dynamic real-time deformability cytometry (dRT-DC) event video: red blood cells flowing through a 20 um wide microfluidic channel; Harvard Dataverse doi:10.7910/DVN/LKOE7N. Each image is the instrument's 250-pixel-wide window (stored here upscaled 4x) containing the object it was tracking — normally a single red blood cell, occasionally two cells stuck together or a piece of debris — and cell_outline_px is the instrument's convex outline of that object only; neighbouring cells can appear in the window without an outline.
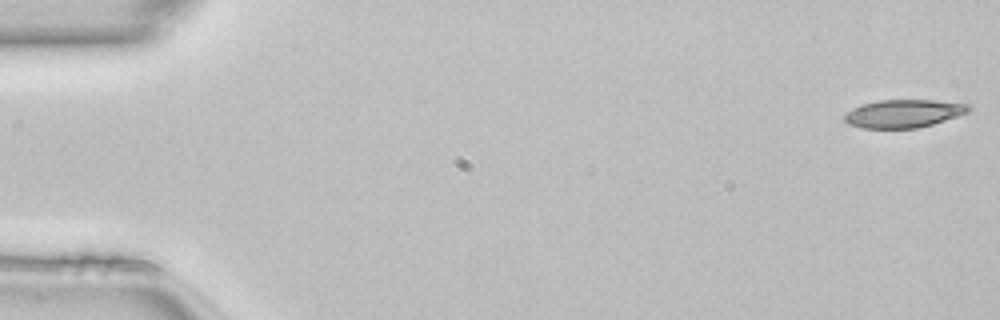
{"species": "common noctule bat (a hibernating species)", "species_latin": "Nyctalus noctula", "temperature_condition": "room temperature", "stored_images_in_passage": 49, "camera_frame_rate_fps": 3000, "um_per_image_px": 0.085, "animal": {"sex": "female", "body_mass_g": 22.7, "forearm_length_mm": 54.2}, "frame": {"image": 1, "passage_image": 1, "time_ms": 0.0, "image_size_px": [1000, 320], "cell_outline_px": [[972, 108], [968, 112], [932, 124], [916, 128], [860, 128], [848, 124], [844, 120], [844, 116], [852, 108], [876, 100], [936, 100], [968, 104]], "centroid_in_image_um": [76.79, 9.65], "position_along_channel_um": 8.2, "area_um2": 20.17}}
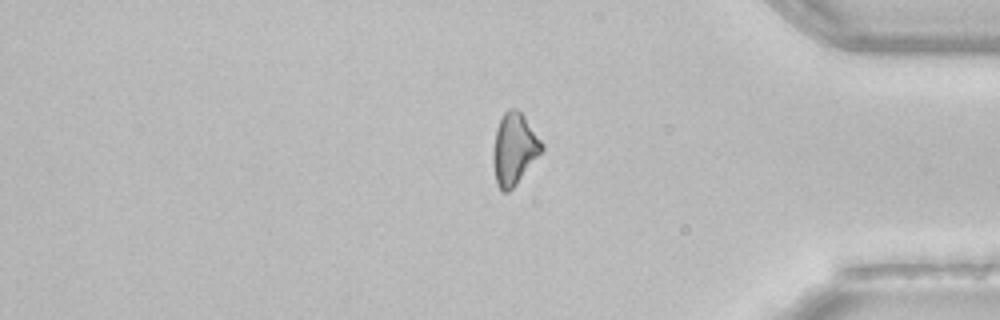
{"frame": {"image": 2, "passage_image": 41, "time_ms": 13.333, "image_size_px": [1000, 320], "cell_outline_px": [[544, 152], [516, 184], [508, 192], [500, 192], [496, 184], [492, 164], [492, 148], [496, 128], [504, 112], [508, 108], [516, 108], [524, 116], [544, 144]], "centroid_in_image_um": [43.7, 12.69], "position_along_channel_um": 391.5, "area_um2": 20.81}}
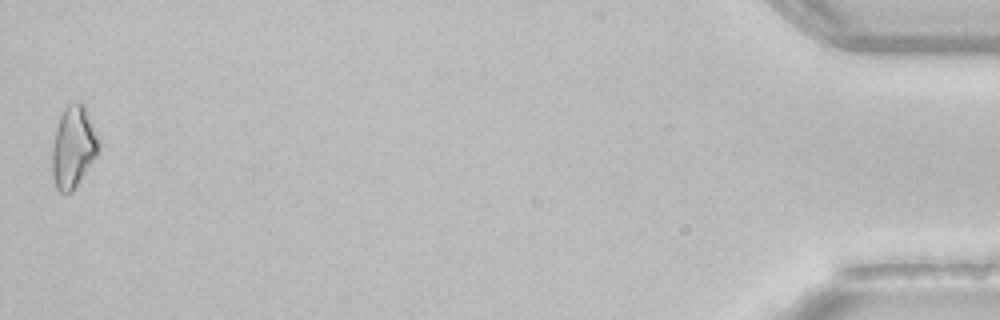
{"frame": {"image": 3, "passage_image": 49, "time_ms": 16.0, "image_size_px": [1000, 320], "cell_outline_px": [[100, 148], [96, 156], [72, 192], [60, 192], [56, 188], [52, 176], [52, 144], [56, 128], [60, 116], [64, 108], [68, 104], [84, 104], [88, 112], [100, 140]], "centroid_in_image_um": [6.23, 12.5], "position_along_channel_um": 429.0, "area_um2": 22.14}, "authors_computed_cell_mechanics": {"area_um2": 20.808, "velocity_mm_per_s": 4.1515, "shape_relaxation_time_tau1_ms": 5.7445, "shape_relaxation_time_tau2_ms": null, "deformation_change_tau1": 0.1738, "deformation_change_tau2": null}}